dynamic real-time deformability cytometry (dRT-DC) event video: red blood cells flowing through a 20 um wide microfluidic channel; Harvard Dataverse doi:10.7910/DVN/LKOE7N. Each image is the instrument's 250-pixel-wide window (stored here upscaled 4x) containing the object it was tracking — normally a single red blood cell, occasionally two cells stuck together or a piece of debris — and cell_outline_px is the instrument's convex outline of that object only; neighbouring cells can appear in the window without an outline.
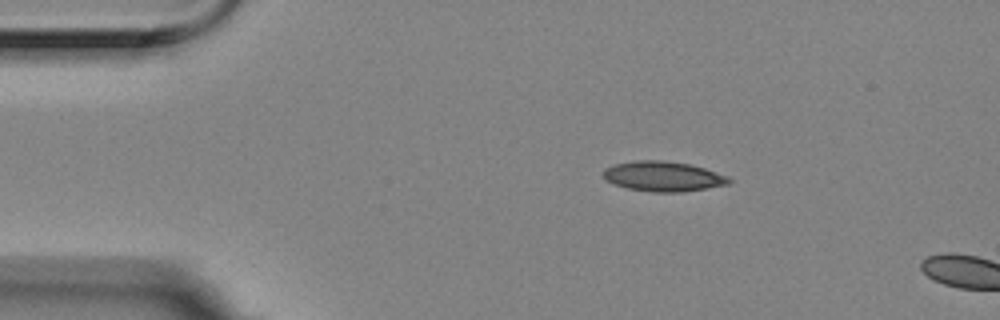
{"species": "Egyptian fruit bat (a non-hibernating species)", "species_latin": "Rousettus aegyptiacus", "temperature_condition": "room temperature", "stored_images_in_passage": 2, "camera_frame_rate_fps": 3000, "um_per_image_px": 0.085, "animal": {"sex": "female"}, "frame": {"image": 1, "passage_image": 1, "time_ms": 0.0, "image_size_px": [1000, 320], "cell_outline_px": [[732, 180], [728, 184], [708, 188], [684, 192], [652, 192], [628, 188], [604, 180], [604, 168], [616, 164], [636, 160], [664, 160], [688, 164], [704, 168], [728, 176]], "centroid_in_image_um": [56.38, 14.99], "position_along_channel_um": 28.6, "area_um2": 21.91}}